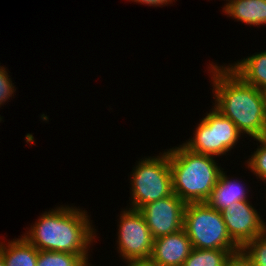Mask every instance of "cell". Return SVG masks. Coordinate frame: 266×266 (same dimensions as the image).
Segmentation results:
<instances>
[{"instance_id":"13","label":"cell","mask_w":266,"mask_h":266,"mask_svg":"<svg viewBox=\"0 0 266 266\" xmlns=\"http://www.w3.org/2000/svg\"><path fill=\"white\" fill-rule=\"evenodd\" d=\"M228 66L249 85L266 91V50Z\"/></svg>"},{"instance_id":"18","label":"cell","mask_w":266,"mask_h":266,"mask_svg":"<svg viewBox=\"0 0 266 266\" xmlns=\"http://www.w3.org/2000/svg\"><path fill=\"white\" fill-rule=\"evenodd\" d=\"M260 143L257 150L247 160V168L251 169L254 175L266 183V138L254 139Z\"/></svg>"},{"instance_id":"16","label":"cell","mask_w":266,"mask_h":266,"mask_svg":"<svg viewBox=\"0 0 266 266\" xmlns=\"http://www.w3.org/2000/svg\"><path fill=\"white\" fill-rule=\"evenodd\" d=\"M88 257V255L41 250L37 266H92Z\"/></svg>"},{"instance_id":"14","label":"cell","mask_w":266,"mask_h":266,"mask_svg":"<svg viewBox=\"0 0 266 266\" xmlns=\"http://www.w3.org/2000/svg\"><path fill=\"white\" fill-rule=\"evenodd\" d=\"M0 254L6 266H37L39 250L21 236L8 244L0 242Z\"/></svg>"},{"instance_id":"22","label":"cell","mask_w":266,"mask_h":266,"mask_svg":"<svg viewBox=\"0 0 266 266\" xmlns=\"http://www.w3.org/2000/svg\"><path fill=\"white\" fill-rule=\"evenodd\" d=\"M127 266H153L149 262H126Z\"/></svg>"},{"instance_id":"11","label":"cell","mask_w":266,"mask_h":266,"mask_svg":"<svg viewBox=\"0 0 266 266\" xmlns=\"http://www.w3.org/2000/svg\"><path fill=\"white\" fill-rule=\"evenodd\" d=\"M241 183L237 179H230L222 170L206 203L211 208L222 212L234 202L248 201V189Z\"/></svg>"},{"instance_id":"12","label":"cell","mask_w":266,"mask_h":266,"mask_svg":"<svg viewBox=\"0 0 266 266\" xmlns=\"http://www.w3.org/2000/svg\"><path fill=\"white\" fill-rule=\"evenodd\" d=\"M223 12L246 25H266L265 0H226Z\"/></svg>"},{"instance_id":"8","label":"cell","mask_w":266,"mask_h":266,"mask_svg":"<svg viewBox=\"0 0 266 266\" xmlns=\"http://www.w3.org/2000/svg\"><path fill=\"white\" fill-rule=\"evenodd\" d=\"M186 203L174 193L142 206L143 215L154 239L183 229Z\"/></svg>"},{"instance_id":"5","label":"cell","mask_w":266,"mask_h":266,"mask_svg":"<svg viewBox=\"0 0 266 266\" xmlns=\"http://www.w3.org/2000/svg\"><path fill=\"white\" fill-rule=\"evenodd\" d=\"M140 160L130 177V208L136 210L173 193L168 151Z\"/></svg>"},{"instance_id":"1","label":"cell","mask_w":266,"mask_h":266,"mask_svg":"<svg viewBox=\"0 0 266 266\" xmlns=\"http://www.w3.org/2000/svg\"><path fill=\"white\" fill-rule=\"evenodd\" d=\"M210 65L213 107L229 118L242 134L253 139L266 138L264 91L246 83L228 65Z\"/></svg>"},{"instance_id":"21","label":"cell","mask_w":266,"mask_h":266,"mask_svg":"<svg viewBox=\"0 0 266 266\" xmlns=\"http://www.w3.org/2000/svg\"><path fill=\"white\" fill-rule=\"evenodd\" d=\"M129 1H134L136 3H141V4H147L149 6H164L167 4L172 3L175 0H129Z\"/></svg>"},{"instance_id":"7","label":"cell","mask_w":266,"mask_h":266,"mask_svg":"<svg viewBox=\"0 0 266 266\" xmlns=\"http://www.w3.org/2000/svg\"><path fill=\"white\" fill-rule=\"evenodd\" d=\"M118 253L125 262H148L154 238L139 210L127 208L120 214L118 224Z\"/></svg>"},{"instance_id":"9","label":"cell","mask_w":266,"mask_h":266,"mask_svg":"<svg viewBox=\"0 0 266 266\" xmlns=\"http://www.w3.org/2000/svg\"><path fill=\"white\" fill-rule=\"evenodd\" d=\"M221 214L229 236L240 248L266 233V222L264 223L250 201L234 202Z\"/></svg>"},{"instance_id":"17","label":"cell","mask_w":266,"mask_h":266,"mask_svg":"<svg viewBox=\"0 0 266 266\" xmlns=\"http://www.w3.org/2000/svg\"><path fill=\"white\" fill-rule=\"evenodd\" d=\"M241 252L253 266H266V233L248 241Z\"/></svg>"},{"instance_id":"20","label":"cell","mask_w":266,"mask_h":266,"mask_svg":"<svg viewBox=\"0 0 266 266\" xmlns=\"http://www.w3.org/2000/svg\"><path fill=\"white\" fill-rule=\"evenodd\" d=\"M225 266H253L252 263L239 252L231 256V258L226 262Z\"/></svg>"},{"instance_id":"23","label":"cell","mask_w":266,"mask_h":266,"mask_svg":"<svg viewBox=\"0 0 266 266\" xmlns=\"http://www.w3.org/2000/svg\"><path fill=\"white\" fill-rule=\"evenodd\" d=\"M0 266H6L2 255L0 254Z\"/></svg>"},{"instance_id":"4","label":"cell","mask_w":266,"mask_h":266,"mask_svg":"<svg viewBox=\"0 0 266 266\" xmlns=\"http://www.w3.org/2000/svg\"><path fill=\"white\" fill-rule=\"evenodd\" d=\"M193 248L241 250L229 236L221 212L207 203H188L184 225Z\"/></svg>"},{"instance_id":"19","label":"cell","mask_w":266,"mask_h":266,"mask_svg":"<svg viewBox=\"0 0 266 266\" xmlns=\"http://www.w3.org/2000/svg\"><path fill=\"white\" fill-rule=\"evenodd\" d=\"M7 69L0 66V107L3 105L16 91L15 86L12 83L10 75H8Z\"/></svg>"},{"instance_id":"15","label":"cell","mask_w":266,"mask_h":266,"mask_svg":"<svg viewBox=\"0 0 266 266\" xmlns=\"http://www.w3.org/2000/svg\"><path fill=\"white\" fill-rule=\"evenodd\" d=\"M241 250L193 248L183 266H225L232 255Z\"/></svg>"},{"instance_id":"10","label":"cell","mask_w":266,"mask_h":266,"mask_svg":"<svg viewBox=\"0 0 266 266\" xmlns=\"http://www.w3.org/2000/svg\"><path fill=\"white\" fill-rule=\"evenodd\" d=\"M193 249L185 229L154 239L149 263L153 266H183Z\"/></svg>"},{"instance_id":"3","label":"cell","mask_w":266,"mask_h":266,"mask_svg":"<svg viewBox=\"0 0 266 266\" xmlns=\"http://www.w3.org/2000/svg\"><path fill=\"white\" fill-rule=\"evenodd\" d=\"M168 151L173 193L188 203H206L222 167L215 157L190 151L183 144Z\"/></svg>"},{"instance_id":"2","label":"cell","mask_w":266,"mask_h":266,"mask_svg":"<svg viewBox=\"0 0 266 266\" xmlns=\"http://www.w3.org/2000/svg\"><path fill=\"white\" fill-rule=\"evenodd\" d=\"M36 221L22 236L39 251L88 255L93 240L96 242L95 228L85 210L62 205L45 211Z\"/></svg>"},{"instance_id":"6","label":"cell","mask_w":266,"mask_h":266,"mask_svg":"<svg viewBox=\"0 0 266 266\" xmlns=\"http://www.w3.org/2000/svg\"><path fill=\"white\" fill-rule=\"evenodd\" d=\"M195 128L194 137L189 138L183 145L190 151L209 155H226L243 135L236 125L224 117L214 107Z\"/></svg>"}]
</instances>
